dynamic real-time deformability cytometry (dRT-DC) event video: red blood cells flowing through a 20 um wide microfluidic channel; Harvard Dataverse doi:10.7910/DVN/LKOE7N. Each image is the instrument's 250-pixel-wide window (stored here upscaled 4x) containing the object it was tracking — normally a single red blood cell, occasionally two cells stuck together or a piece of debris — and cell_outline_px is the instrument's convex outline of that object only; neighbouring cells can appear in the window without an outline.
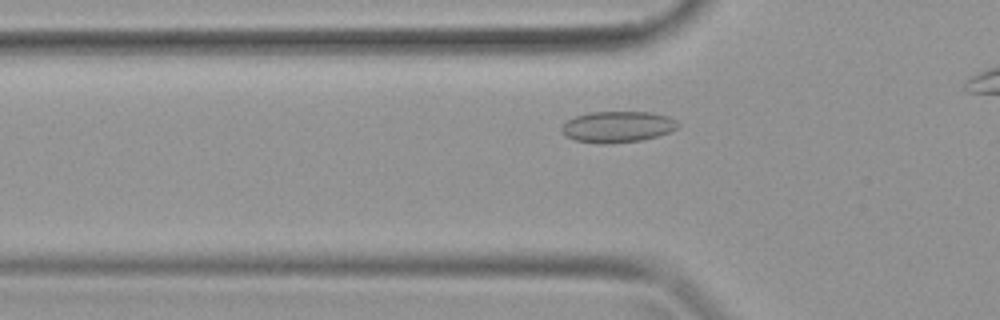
{"species": "common noctule bat (a hibernating species)", "species_latin": "Nyctalus noctula", "temperature_condition": "warm", "stored_images_in_passage": 28, "camera_frame_rate_fps": 3000, "um_per_image_px": 0.085, "animal": {"sex": "female", "body_mass_g": 19.9}, "frame": {"image": 1, "passage_image": 8, "time_ms": 2.333, "image_size_px": [1000, 320], "cell_outline_px": [[680, 124], [676, 128], [668, 132], [656, 136], [640, 140], [608, 144], [600, 144], [576, 140], [568, 136], [560, 128], [568, 120], [576, 116], [588, 112], [652, 112], [668, 116], [676, 120]], "centroid_in_image_um": [52.51, 10.77], "position_along_channel_um": 73.3, "area_um2": 20.92}}
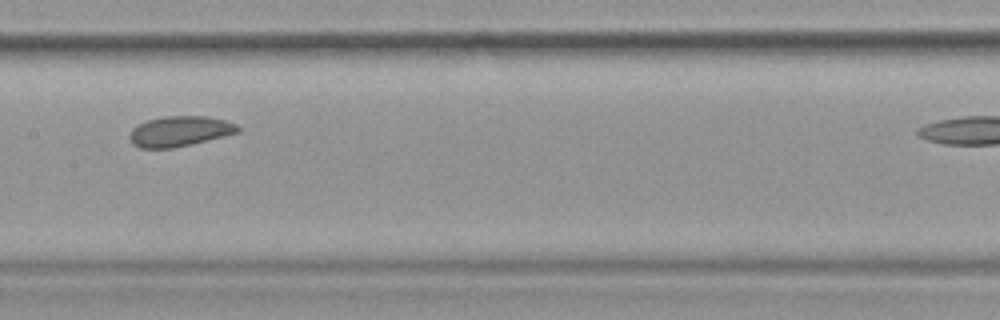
{"frame": {"image": 2, "passage_image": 15, "time_ms": 4.667, "image_size_px": [1000, 320], "cell_outline_px": [[240, 132], [192, 144], [172, 148], [140, 148], [132, 144], [128, 136], [132, 128], [136, 124], [148, 120], [164, 116], [208, 116], [224, 120], [236, 124], [240, 128]], "centroid_in_image_um": [15.25, 11.16], "position_along_channel_um": 192.2, "area_um2": 19.25}}
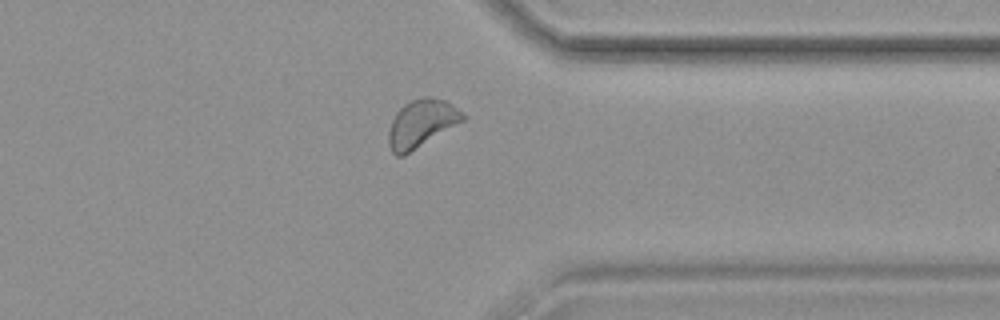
{"frame": {"image": 3, "passage_image": 26, "time_ms": 8.333, "image_size_px": [1000, 320], "cell_outline_px": [[468, 116], [464, 120], [404, 156], [396, 156], [392, 152], [388, 144], [388, 132], [392, 120], [396, 112], [404, 104], [412, 100], [424, 96], [428, 96], [444, 100], [452, 104], [464, 112]], "centroid_in_image_um": [35.82, 10.49], "position_along_channel_um": 375.6, "area_um2": 20.69}}